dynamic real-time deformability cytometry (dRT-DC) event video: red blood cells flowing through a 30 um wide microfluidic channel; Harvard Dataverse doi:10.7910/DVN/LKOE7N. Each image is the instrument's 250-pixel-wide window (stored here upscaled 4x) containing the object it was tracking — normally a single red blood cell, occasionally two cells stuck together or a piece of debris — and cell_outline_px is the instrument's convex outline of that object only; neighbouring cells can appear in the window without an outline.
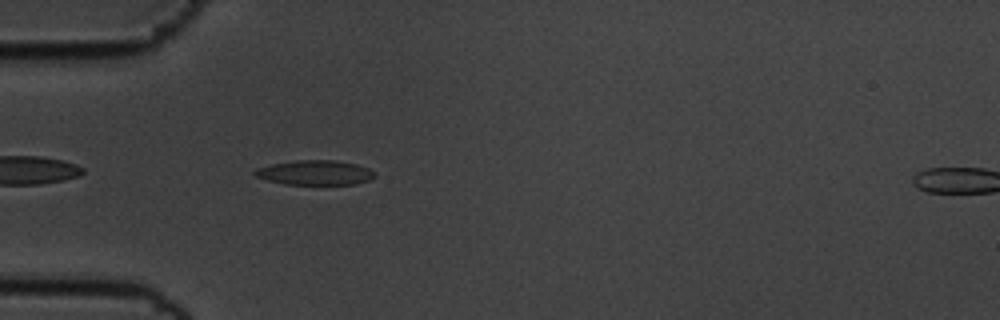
{"species": "common noctule bat (a hibernating species)", "species_latin": "Nyctalus noctula", "temperature_condition": "cold", "stored_images_in_passage": 42, "camera_frame_rate_fps": 3000, "um_per_image_px": 0.085, "animal": {"sex": "male", "body_mass_g": 19.5, "forearm_length_mm": 54.6}, "frame": {"image": 1, "passage_image": 2, "time_ms": 0.333, "image_size_px": [1000, 320], "cell_outline_px": [[376, 176], [368, 180], [356, 184], [284, 184], [268, 180], [256, 176], [252, 172], [256, 168], [272, 164], [296, 160], [336, 160], [356, 164], [368, 168], [376, 172]], "centroid_in_image_um": [26.79, 14.67], "position_along_channel_um": 58.2, "area_um2": 17.22}}
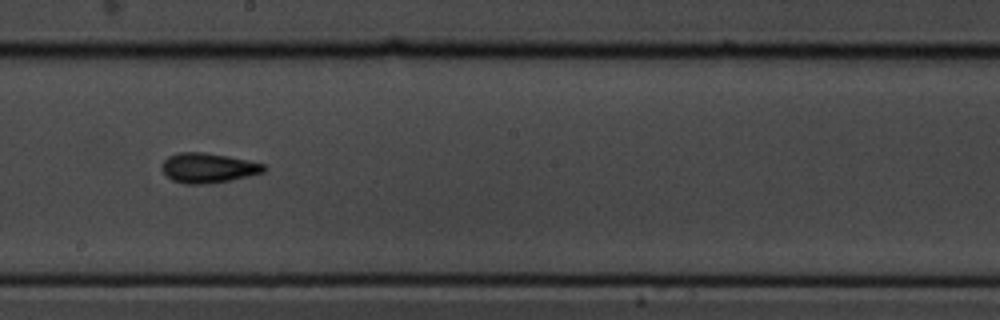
{"frame": {"image": 2, "passage_image": 17, "time_ms": 5.333, "image_size_px": [1000, 320], "cell_outline_px": [[264, 172], [248, 176], [208, 184], [184, 184], [172, 180], [160, 168], [164, 160], [168, 156], [180, 152], [204, 152], [228, 156], [248, 160], [264, 164]], "centroid_in_image_um": [17.65, 14.27], "position_along_channel_um": 230.5, "area_um2": 17.63}}
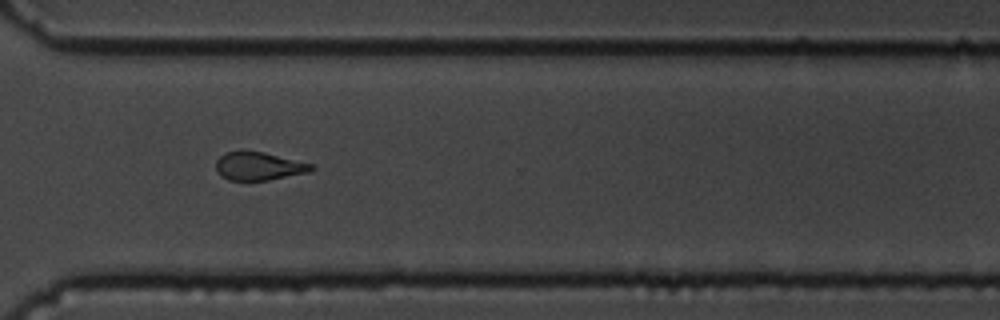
{"frame": {"image": 3, "passage_image": 27, "time_ms": 8.667, "image_size_px": [1000, 320], "cell_outline_px": [[316, 168], [308, 172], [268, 180], [228, 180], [220, 176], [216, 168], [216, 160], [224, 152], [240, 148], [244, 148], [264, 152], [312, 164]], "centroid_in_image_um": [21.93, 14.08], "position_along_channel_um": 348.7, "area_um2": 16.07}, "authors_computed_cell_mechanics": {"area_um2": 16.4441, "velocity_mm_per_s": 3.5485, "shape_relaxation_time_tau1_ms": 6.0872, "shape_relaxation_time_tau2_ms": 6.2857, "deformation_change_tau1": 0.1511, "deformation_change_tau2": 0.1581}}